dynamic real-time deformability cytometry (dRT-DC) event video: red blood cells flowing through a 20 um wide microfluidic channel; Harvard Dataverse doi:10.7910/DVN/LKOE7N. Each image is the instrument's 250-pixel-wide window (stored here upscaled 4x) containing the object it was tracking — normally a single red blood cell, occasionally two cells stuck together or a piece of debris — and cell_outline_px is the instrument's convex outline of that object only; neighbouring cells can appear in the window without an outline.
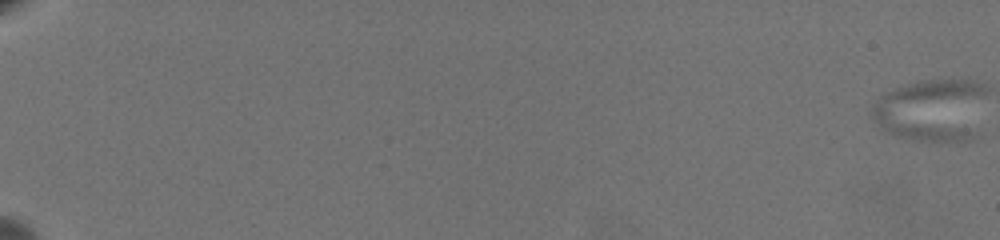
{"species": "common noctule bat (a hibernating species)", "species_latin": "Nyctalus noctula", "temperature_condition": "warm", "stored_images_in_passage": 8, "camera_frame_rate_fps": 3000, "um_per_image_px": 0.085, "animal": {"sex": "female", "body_mass_g": 19.5, "forearm_length_mm": 54.1}, "frame": {"image": 1, "passage_image": 1, "time_ms": 0.0, "image_size_px": [1000, 240], "cell_outline_px": [[984, 88], [960, 140], [916, 140], [900, 136], [892, 132], [876, 120], [872, 116], [872, 108], [892, 92], [900, 88], [924, 80], [968, 80], [984, 84]], "centroid_in_image_um": [79.03, 9.29], "position_along_channel_um": 6.0, "area_um2": 36.82}}